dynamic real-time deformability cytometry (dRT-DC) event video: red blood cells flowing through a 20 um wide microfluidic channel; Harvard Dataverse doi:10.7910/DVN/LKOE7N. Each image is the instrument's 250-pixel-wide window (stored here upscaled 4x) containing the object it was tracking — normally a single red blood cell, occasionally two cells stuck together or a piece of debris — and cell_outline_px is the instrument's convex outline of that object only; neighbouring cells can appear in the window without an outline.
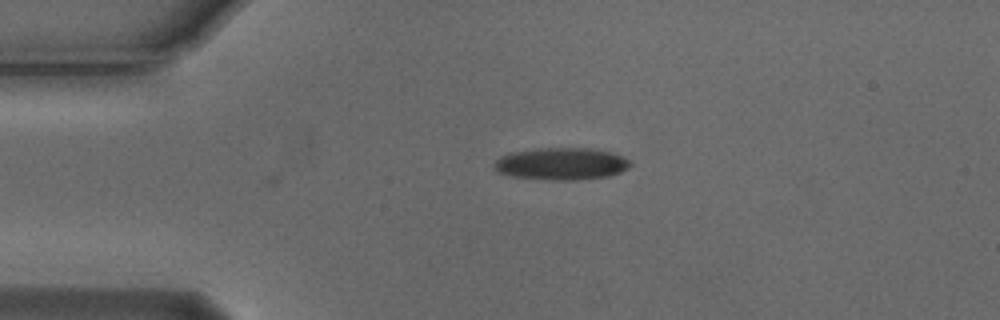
{"species": "Egyptian fruit bat (a non-hibernating species)", "species_latin": "Rousettus aegyptiacus", "temperature_condition": "cold", "stored_images_in_passage": 40, "camera_frame_rate_fps": 3000, "um_per_image_px": 0.085, "animal": {"sex": "male"}, "frame": {"image": 1, "passage_image": 1, "time_ms": 0.0, "image_size_px": [1000, 320], "cell_outline_px": [[632, 164], [628, 168], [620, 172], [608, 176], [576, 180], [556, 180], [512, 176], [496, 172], [492, 164], [500, 156], [508, 152], [536, 148], [588, 148], [612, 152], [628, 160]], "centroid_in_image_um": [47.66, 13.91], "position_along_channel_um": 37.3, "area_um2": 25.61}}
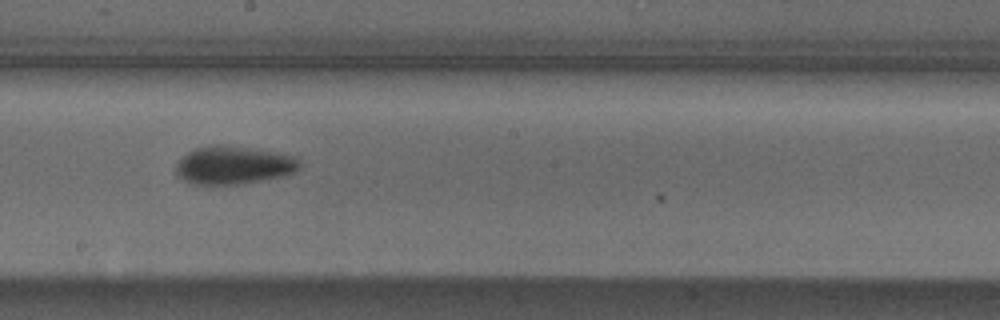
{"frame": {"image": 2, "passage_image": 19, "time_ms": 6.0, "image_size_px": [1000, 320], "cell_outline_px": [[300, 168], [296, 172], [284, 176], [240, 184], [188, 184], [176, 176], [176, 164], [188, 152], [196, 148], [208, 144], [224, 144], [256, 148], [300, 156]], "centroid_in_image_um": [19.89, 14.02], "position_along_channel_um": 228.3, "area_um2": 28.21}}
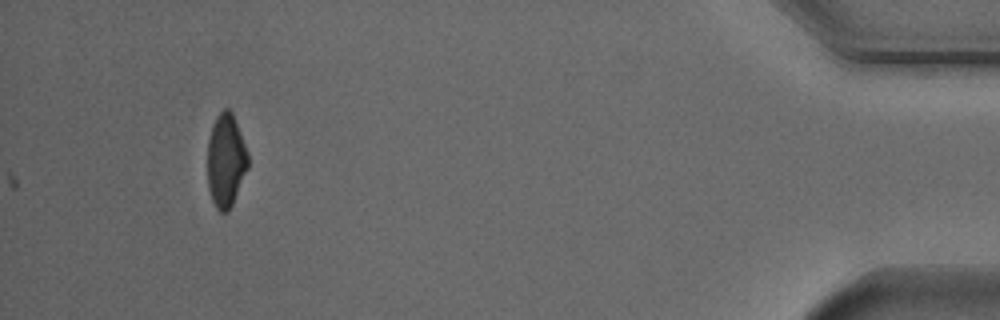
{"frame": {"image": 3, "passage_image": 40, "time_ms": 13.0, "image_size_px": [1000, 320], "cell_outline_px": [[248, 168], [232, 204], [228, 212], [220, 212], [216, 208], [212, 200], [208, 188], [208, 140], [212, 124], [216, 116], [224, 108], [228, 108], [232, 112], [248, 152]], "centroid_in_image_um": [19.19, 13.63], "position_along_channel_um": 416.0, "area_um2": 22.02}, "authors_computed_cell_mechanics": {"area_um2": 25.5476, "velocity_mm_per_s": 3.7264, "shape_relaxation_time_tau1_ms": 3.2401, "shape_relaxation_time_tau2_ms": 5.0714, "deformation_change_tau1": 0.132, "deformation_change_tau2": 0.1292}}